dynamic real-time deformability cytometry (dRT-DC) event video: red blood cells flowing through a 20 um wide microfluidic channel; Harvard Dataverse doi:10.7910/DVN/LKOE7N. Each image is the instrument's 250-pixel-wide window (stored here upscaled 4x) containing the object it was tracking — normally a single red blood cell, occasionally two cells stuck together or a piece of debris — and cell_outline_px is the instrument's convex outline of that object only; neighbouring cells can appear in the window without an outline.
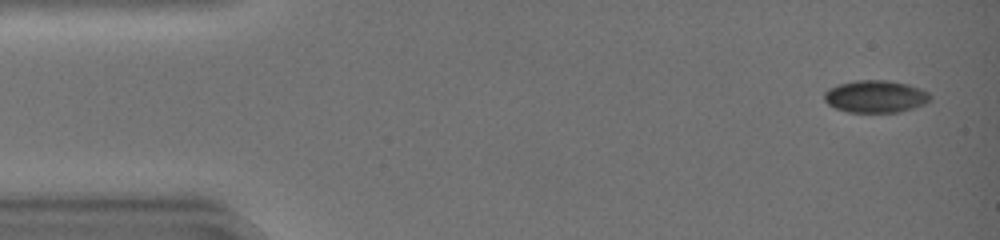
{"species": "common noctule bat (a hibernating species)", "species_latin": "Nyctalus noctula", "temperature_condition": "warm", "stored_images_in_passage": 45, "camera_frame_rate_fps": 3000, "um_per_image_px": 0.085, "animal": {"sex": "female", "body_mass_g": 19.0, "forearm_length_mm": 51.5}, "frame": {"image": 1, "passage_image": 2, "time_ms": 0.333, "image_size_px": [1000, 240], "cell_outline_px": [[932, 96], [924, 104], [912, 108], [896, 112], [848, 112], [836, 108], [828, 104], [824, 100], [824, 92], [828, 88], [836, 84], [856, 80], [888, 80], [908, 84], [920, 88], [928, 92]], "centroid_in_image_um": [74.39, 8.18], "position_along_channel_um": 10.6, "area_um2": 20.0}}
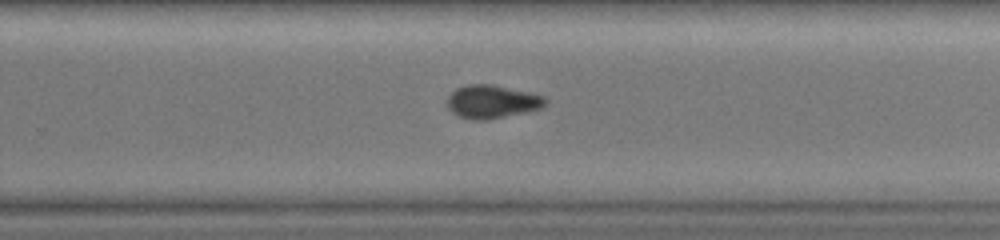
{"frame": {"image": 2, "passage_image": 30, "time_ms": 9.667, "image_size_px": [1000, 240], "cell_outline_px": [[548, 100], [540, 108], [528, 112], [484, 120], [480, 120], [460, 116], [452, 112], [448, 108], [448, 96], [456, 88], [468, 84], [492, 84], [528, 92], [544, 96]], "centroid_in_image_um": [41.83, 8.63], "position_along_channel_um": 288.0, "area_um2": 18.79}}
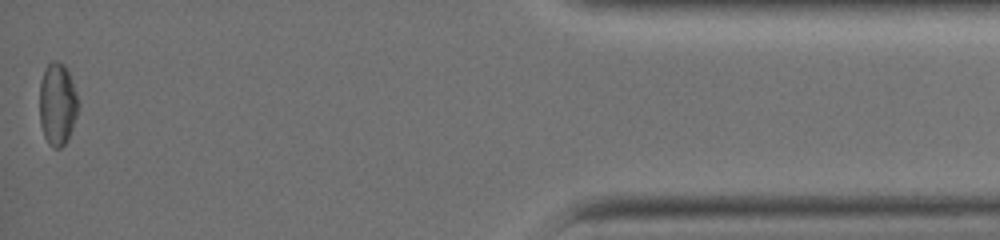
{"frame": {"image": 3, "passage_image": 45, "time_ms": 14.667, "image_size_px": [1000, 240], "cell_outline_px": [[80, 104], [68, 140], [60, 148], [52, 148], [48, 144], [44, 136], [40, 124], [40, 80], [44, 68], [52, 60], [56, 60], [64, 64], [68, 68]], "centroid_in_image_um": [4.89, 8.83], "position_along_channel_um": 430.3, "area_um2": 18.96}}